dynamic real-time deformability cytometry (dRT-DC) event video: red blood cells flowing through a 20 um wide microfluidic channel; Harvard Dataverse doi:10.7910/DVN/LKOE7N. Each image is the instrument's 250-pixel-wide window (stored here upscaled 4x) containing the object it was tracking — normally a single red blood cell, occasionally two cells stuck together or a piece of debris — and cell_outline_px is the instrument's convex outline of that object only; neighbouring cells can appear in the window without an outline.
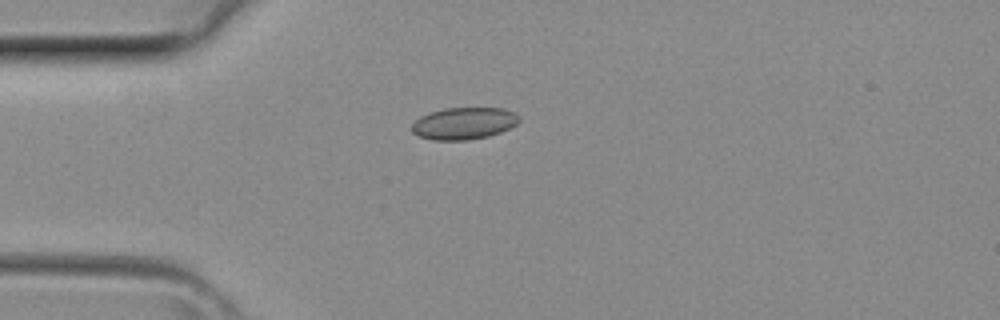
{"species": "common noctule bat (a hibernating species)", "species_latin": "Nyctalus noctula", "temperature_condition": "room temperature", "stored_images_in_passage": 1, "camera_frame_rate_fps": 3000, "um_per_image_px": 0.085, "animal": {"sex": "female", "body_mass_g": 29.2, "forearm_length_mm": 56.3}, "frame": {"image": 1, "passage_image": 1, "time_ms": 0.0, "image_size_px": [1000, 320], "cell_outline_px": [[520, 120], [516, 124], [500, 132], [488, 136], [468, 140], [432, 140], [420, 136], [412, 132], [412, 124], [420, 116], [428, 112], [444, 108], [504, 108], [516, 112], [520, 116]], "centroid_in_image_um": [39.44, 10.47], "position_along_channel_um": 45.6, "area_um2": 20.11}}